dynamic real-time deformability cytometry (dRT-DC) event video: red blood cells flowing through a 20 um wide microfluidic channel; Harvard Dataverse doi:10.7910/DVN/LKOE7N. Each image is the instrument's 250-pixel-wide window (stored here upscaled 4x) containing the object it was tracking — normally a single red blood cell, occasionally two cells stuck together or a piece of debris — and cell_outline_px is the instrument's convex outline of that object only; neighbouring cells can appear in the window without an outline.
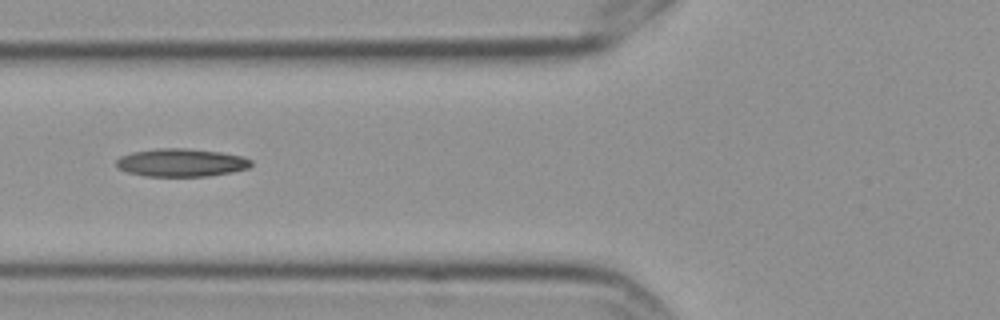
{"species": "Egyptian fruit bat (a non-hibernating species)", "species_latin": "Rousettus aegyptiacus", "temperature_condition": "cold", "stored_images_in_passage": 16, "camera_frame_rate_fps": 3000, "um_per_image_px": 0.085, "frame": {"image": 1, "passage_image": 7, "time_ms": 2.0, "image_size_px": [1000, 320], "cell_outline_px": [[252, 164], [248, 168], [232, 172], [208, 176], [144, 176], [128, 172], [120, 168], [116, 164], [116, 160], [120, 156], [132, 152], [156, 148], [184, 148], [220, 152], [244, 156], [252, 160]], "centroid_in_image_um": [15.42, 13.82], "position_along_channel_um": 110.4, "area_um2": 22.02}}
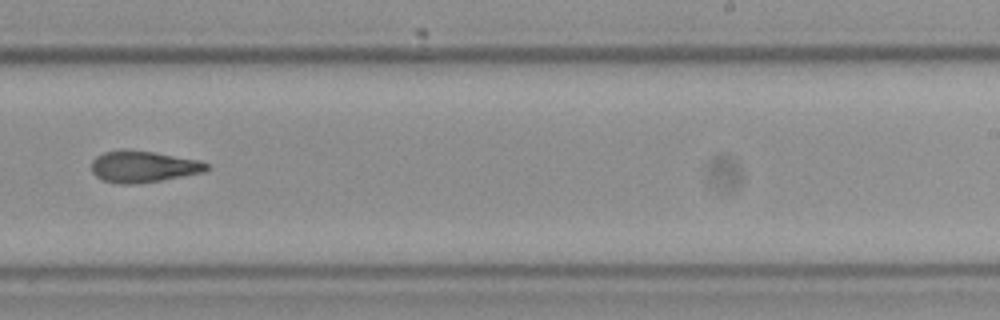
{"frame": {"image": 2, "passage_image": 11, "time_ms": 3.333, "image_size_px": [1000, 320], "cell_outline_px": [[212, 168], [204, 172], [160, 180], [132, 184], [120, 184], [104, 180], [96, 176], [92, 172], [92, 160], [96, 156], [104, 152], [120, 148], [124, 148], [152, 152], [200, 160], [208, 164]], "centroid_in_image_um": [12.17, 14.14], "position_along_channel_um": 276.8, "area_um2": 21.21}}
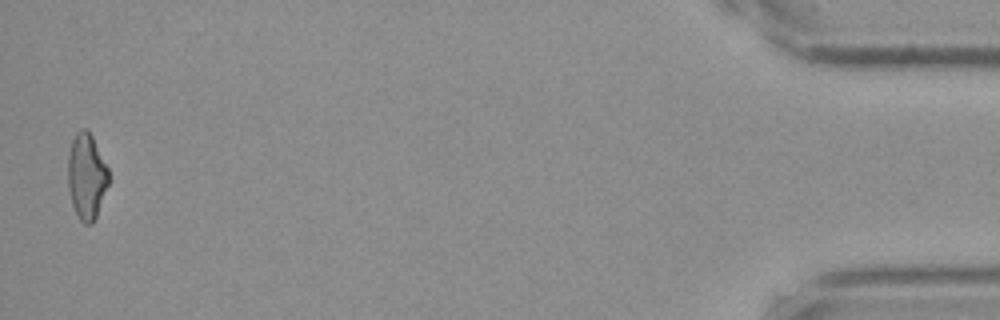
{"frame": {"image": 3, "passage_image": 16, "time_ms": 5.0, "image_size_px": [1000, 320], "cell_outline_px": [[108, 184], [96, 216], [92, 224], [84, 224], [80, 220], [72, 204], [68, 188], [68, 156], [72, 140], [76, 132], [80, 128], [84, 128], [92, 136], [108, 168]], "centroid_in_image_um": [7.34, 14.98], "position_along_channel_um": 427.9, "area_um2": 20.11}}